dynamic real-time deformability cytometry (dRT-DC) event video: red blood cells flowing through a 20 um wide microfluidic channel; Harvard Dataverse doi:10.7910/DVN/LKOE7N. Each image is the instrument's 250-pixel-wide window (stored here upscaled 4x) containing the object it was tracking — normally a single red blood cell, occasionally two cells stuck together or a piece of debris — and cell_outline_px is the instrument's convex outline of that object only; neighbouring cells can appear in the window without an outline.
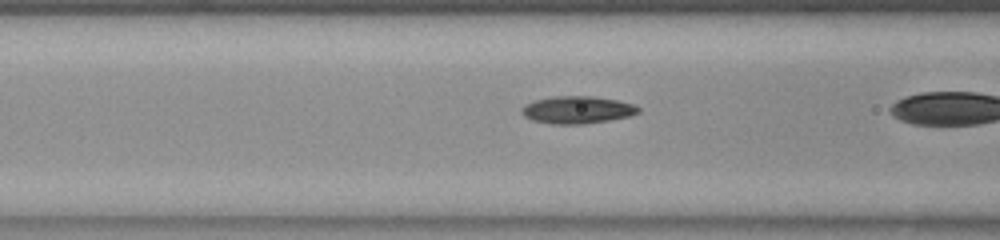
{"species": "common noctule bat (a hibernating species)", "species_latin": "Nyctalus noctula", "temperature_condition": "room temperature", "stored_images_in_passage": 33, "camera_frame_rate_fps": 3000, "um_per_image_px": 0.085, "animal": {"sex": "female", "body_mass_g": 23.0, "forearm_length_mm": 53.4}, "frame": {"image": 1, "passage_image": 13, "time_ms": 4.0, "image_size_px": [1000, 240], "cell_outline_px": [[640, 112], [628, 116], [608, 120], [584, 124], [552, 124], [532, 120], [524, 116], [520, 112], [520, 108], [524, 104], [536, 100], [552, 96], [592, 96], [616, 100], [636, 104], [640, 108]], "centroid_in_image_um": [49.04, 9.33], "position_along_channel_um": 117.6, "area_um2": 18.73}}
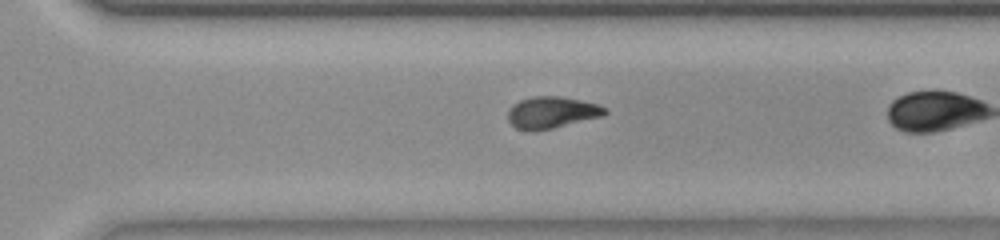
{"frame": {"image": 2, "passage_image": 29, "time_ms": 9.333, "image_size_px": [1000, 240], "cell_outline_px": [[608, 112], [604, 116], [552, 128], [516, 128], [508, 120], [508, 108], [512, 104], [520, 100], [532, 96], [560, 96], [580, 100], [596, 104], [608, 108]], "centroid_in_image_um": [46.93, 9.52], "position_along_channel_um": 323.7, "area_um2": 17.57}}
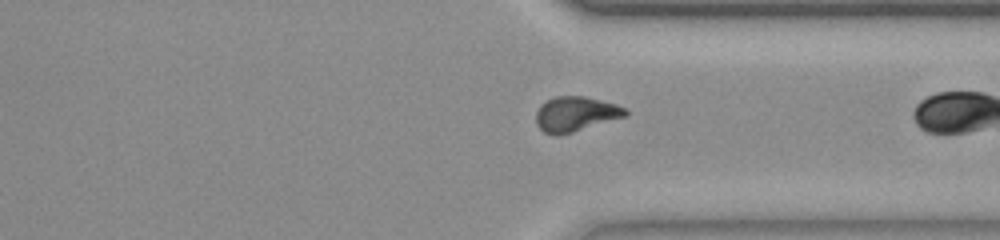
{"frame": {"image": 3, "passage_image": 32, "time_ms": 10.333, "image_size_px": [1000, 240], "cell_outline_px": [[628, 116], [560, 136], [556, 136], [544, 132], [536, 124], [536, 112], [540, 104], [556, 96], [584, 96], [616, 104], [624, 108], [628, 112]], "centroid_in_image_um": [48.92, 9.71], "position_along_channel_um": 362.5, "area_um2": 18.32}}